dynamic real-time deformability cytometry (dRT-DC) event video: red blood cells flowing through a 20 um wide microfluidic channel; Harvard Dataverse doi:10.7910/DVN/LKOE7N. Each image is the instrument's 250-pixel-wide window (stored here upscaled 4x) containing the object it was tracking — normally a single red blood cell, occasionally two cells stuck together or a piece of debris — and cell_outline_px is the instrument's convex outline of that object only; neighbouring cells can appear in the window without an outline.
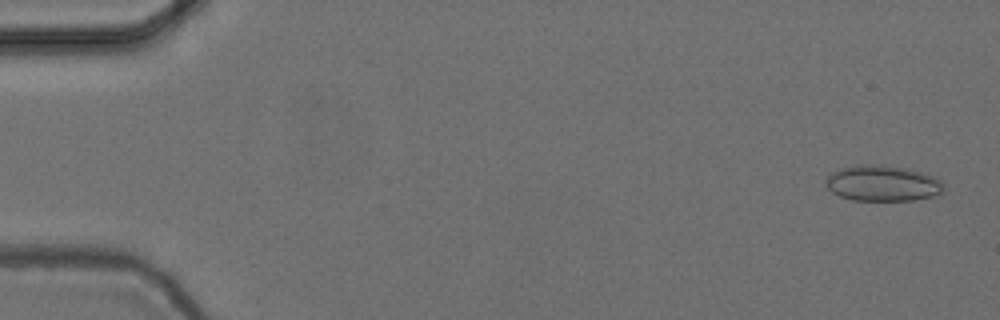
{"species": "common noctule bat (a hibernating species)", "species_latin": "Nyctalus noctula", "temperature_condition": "cold", "stored_images_in_passage": 52, "camera_frame_rate_fps": 3000, "um_per_image_px": 0.085, "animal": {"sex": "female", "body_mass_g": 24.6, "forearm_length_mm": 56.2}, "frame": {"image": 1, "passage_image": 2, "time_ms": 0.333, "image_size_px": [1000, 320], "cell_outline_px": [[944, 192], [932, 196], [912, 200], [852, 200], [840, 196], [832, 192], [824, 184], [824, 180], [832, 172], [856, 164], [880, 164], [908, 168], [932, 176], [940, 180], [944, 184]], "centroid_in_image_um": [75.01, 15.57], "position_along_channel_um": 10.0, "area_um2": 24.68}}
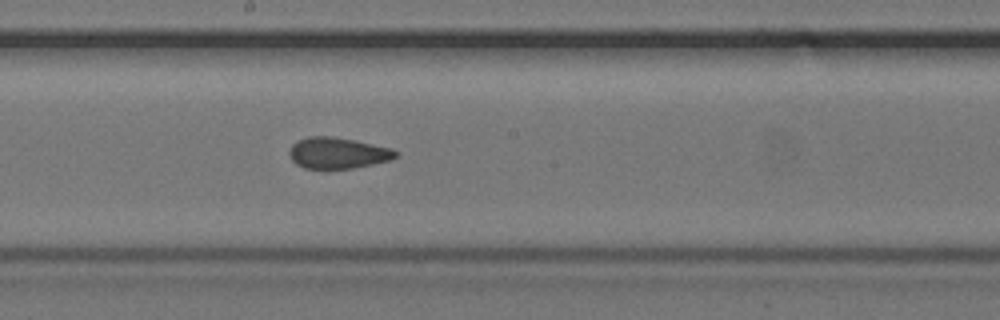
{"frame": {"image": 2, "passage_image": 30, "time_ms": 9.667, "image_size_px": [1000, 320], "cell_outline_px": [[400, 152], [392, 160], [352, 168], [304, 168], [296, 164], [292, 160], [288, 152], [292, 144], [296, 140], [308, 136], [332, 136], [356, 140], [392, 148]], "centroid_in_image_um": [28.71, 12.99], "position_along_channel_um": 219.5, "area_um2": 19.48}}
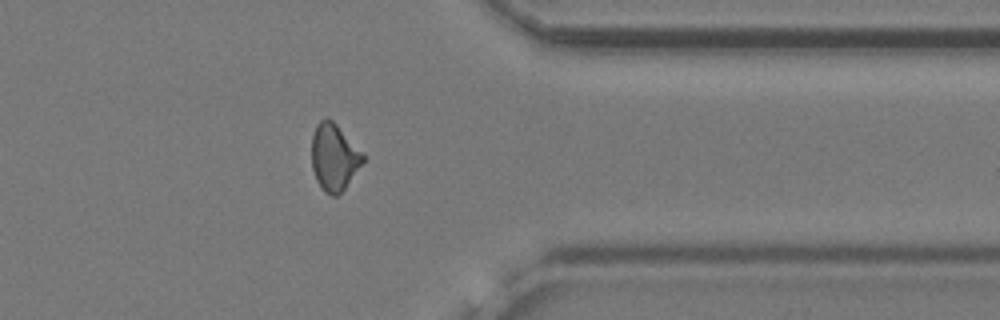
{"frame": {"image": 3, "passage_image": 44, "time_ms": 14.333, "image_size_px": [1000, 320], "cell_outline_px": [[364, 160], [344, 188], [336, 196], [332, 196], [324, 192], [320, 188], [316, 180], [312, 168], [312, 136], [316, 124], [320, 120], [328, 116], [364, 152]], "centroid_in_image_um": [28.38, 13.34], "position_along_channel_um": 383.0, "area_um2": 20.0}, "authors_computed_cell_mechanics": {"area_um2": 19.7965, "velocity_mm_per_s": 3.7258, "shape_relaxation_time_tau1_ms": null, "shape_relaxation_time_tau2_ms": 1.574, "deformation_change_tau1": null, "deformation_change_tau2": 0.0669}}